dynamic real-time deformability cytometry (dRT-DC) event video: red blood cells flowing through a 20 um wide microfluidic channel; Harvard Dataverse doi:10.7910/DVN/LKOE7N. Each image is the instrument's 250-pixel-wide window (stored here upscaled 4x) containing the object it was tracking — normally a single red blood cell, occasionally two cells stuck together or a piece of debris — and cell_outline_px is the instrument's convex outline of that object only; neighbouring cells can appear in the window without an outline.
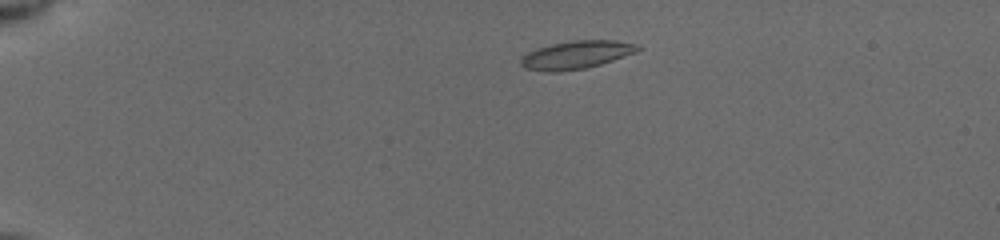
{"species": "common noctule bat (a hibernating species)", "species_latin": "Nyctalus noctula", "temperature_condition": "cold", "stored_images_in_passage": 41, "camera_frame_rate_fps": 3000, "um_per_image_px": 0.085, "animal": {"sex": "female", "body_mass_g": 19.5, "forearm_length_mm": 54.1}, "frame": {"image": 1, "passage_image": 9, "time_ms": 1.667, "image_size_px": [1000, 240], "cell_outline_px": [[644, 48], [636, 52], [600, 64], [584, 68], [556, 72], [548, 72], [524, 68], [520, 64], [520, 60], [528, 52], [536, 48], [552, 44], [572, 40], [616, 40], [640, 44]], "centroid_in_image_um": [49.02, 4.65], "position_along_channel_um": 36.0, "area_um2": 19.13}}
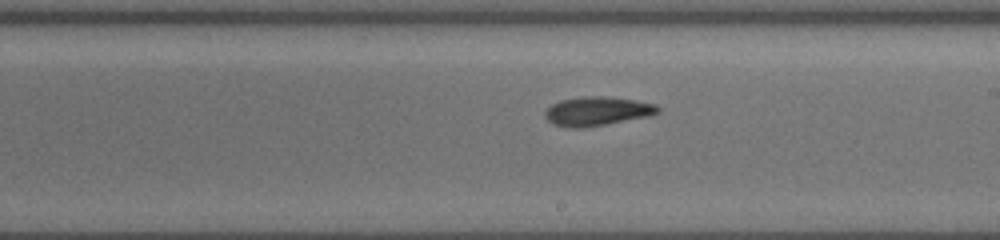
{"frame": {"image": 2, "passage_image": 24, "time_ms": 8.667, "image_size_px": [1000, 240], "cell_outline_px": [[660, 112], [648, 116], [584, 128], [568, 128], [552, 124], [544, 116], [544, 112], [552, 104], [560, 100], [580, 96], [604, 96], [636, 100], [656, 104], [660, 108]], "centroid_in_image_um": [50.73, 9.45], "position_along_channel_um": 238.3, "area_um2": 19.19}}
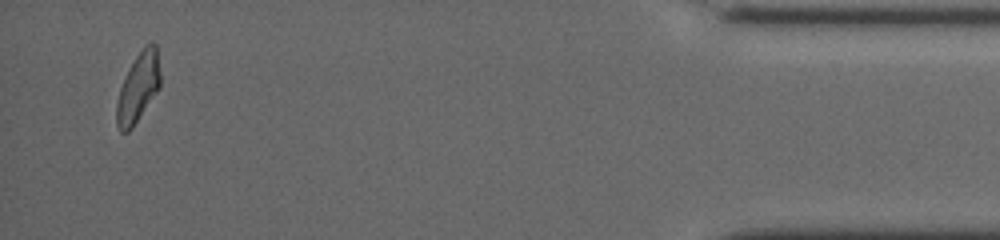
{"frame": {"image": 3, "passage_image": 37, "time_ms": 15.0, "image_size_px": [1000, 240], "cell_outline_px": [[160, 88], [132, 128], [128, 132], [120, 132], [116, 124], [116, 104], [120, 88], [128, 68], [136, 56], [148, 44], [156, 44], [160, 72]], "centroid_in_image_um": [11.73, 7.48], "position_along_channel_um": 423.5, "area_um2": 17.51}, "authors_computed_cell_mechanics": {"area_um2": 18.2648, "velocity_mm_per_s": 3.9134, "shape_relaxation_time_tau1_ms": 5.9285, "shape_relaxation_time_tau2_ms": 7.6841, "deformation_change_tau1": 0.1678, "deformation_change_tau2": 0.1382}}